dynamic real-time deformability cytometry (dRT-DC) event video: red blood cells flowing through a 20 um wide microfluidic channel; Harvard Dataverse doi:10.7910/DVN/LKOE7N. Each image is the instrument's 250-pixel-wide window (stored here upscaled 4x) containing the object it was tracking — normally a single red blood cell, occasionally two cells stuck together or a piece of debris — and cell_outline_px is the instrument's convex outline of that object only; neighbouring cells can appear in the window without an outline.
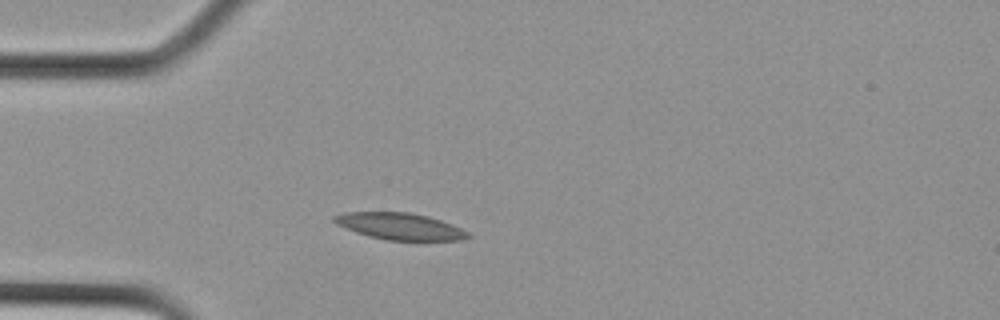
{"species": "Egyptian fruit bat (a non-hibernating species)", "species_latin": "Rousettus aegyptiacus", "temperature_condition": "cold", "stored_images_in_passage": 9, "camera_frame_rate_fps": 3000, "um_per_image_px": 0.085, "animal": {"sex": "female"}, "frame": {"image": 1, "passage_image": 1, "time_ms": 0.0, "image_size_px": [1000, 320], "cell_outline_px": [[472, 236], [460, 240], [388, 240], [368, 236], [356, 232], [336, 224], [332, 220], [332, 216], [344, 212], [408, 212], [428, 216], [452, 224], [468, 232]], "centroid_in_image_um": [33.97, 19.23], "position_along_channel_um": 51.0, "area_um2": 20.75}}
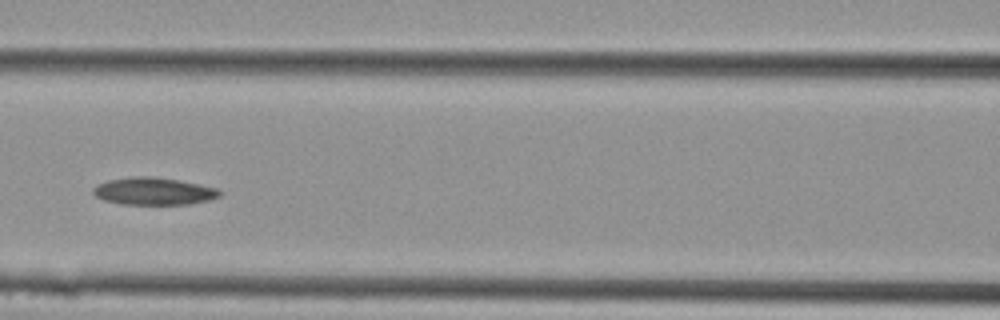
{"frame": {"image": 2, "passage_image": 6, "time_ms": 1.667, "image_size_px": [1000, 320], "cell_outline_px": [[220, 196], [208, 200], [188, 204], [120, 204], [104, 200], [96, 196], [92, 192], [92, 188], [96, 184], [108, 180], [132, 176], [152, 176], [180, 180], [220, 188]], "centroid_in_image_um": [13.05, 16.24], "position_along_channel_um": 153.6, "area_um2": 20.35}}
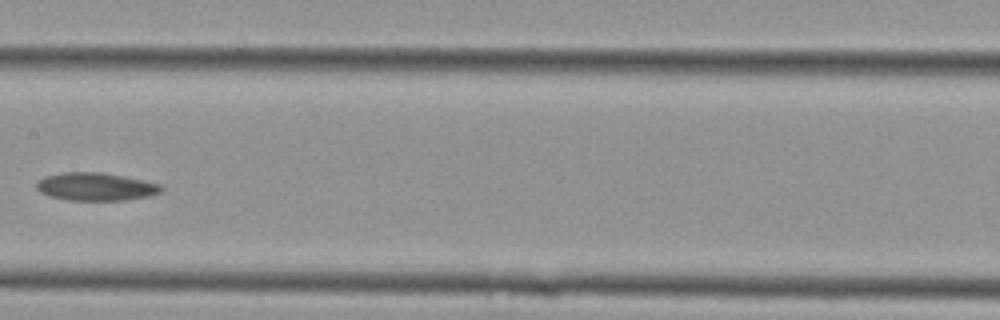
{"frame": {"image": 3, "passage_image": 8, "time_ms": 2.333, "image_size_px": [1000, 320], "cell_outline_px": [[164, 188], [160, 192], [148, 196], [124, 200], [68, 200], [52, 196], [40, 192], [36, 188], [36, 184], [44, 176], [64, 172], [100, 172], [160, 184]], "centroid_in_image_um": [8.11, 15.87], "position_along_channel_um": 199.3, "area_um2": 19.94}}